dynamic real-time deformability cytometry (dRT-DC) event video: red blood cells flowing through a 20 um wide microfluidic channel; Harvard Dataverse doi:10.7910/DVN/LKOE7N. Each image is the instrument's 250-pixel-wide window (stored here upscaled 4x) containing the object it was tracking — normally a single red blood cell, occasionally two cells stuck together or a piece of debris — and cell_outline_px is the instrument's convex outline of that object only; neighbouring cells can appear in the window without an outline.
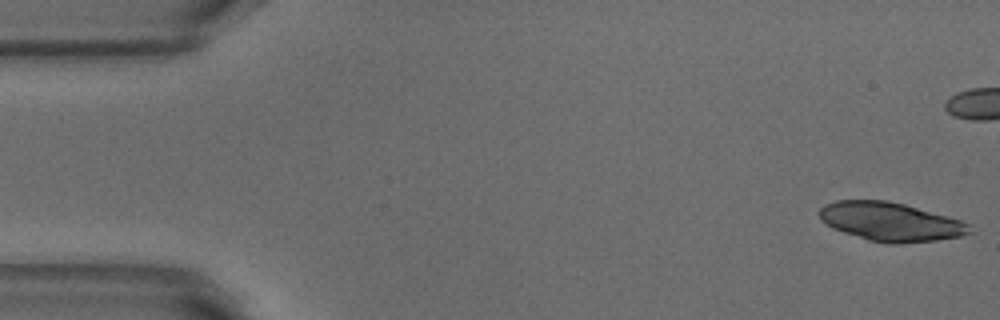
{"species": "common noctule bat (a hibernating species)", "species_latin": "Nyctalus noctula", "temperature_condition": "warm", "stored_images_in_passage": 51, "camera_frame_rate_fps": 3000, "um_per_image_px": 0.085, "animal": {"sex": "male", "body_mass_g": 18.8}, "frame": {"image": 1, "passage_image": 1, "time_ms": 0.0, "image_size_px": [1000, 320], "cell_outline_px": [[972, 232], [960, 236], [936, 240], [900, 244], [888, 244], [868, 240], [832, 228], [820, 220], [820, 208], [824, 204], [836, 200], [884, 200], [904, 204], [960, 220], [968, 224]], "centroid_in_image_um": [75.65, 18.85], "position_along_channel_um": 9.3, "area_um2": 33.7}, "authors_computed_cell_mechanics": {"area_um2": 21.097, "velocity_mm_per_s": 3.8655, "shape_relaxation_time_tau1_ms": 6.1827, "shape_relaxation_time_tau2_ms": 1.86, "deformation_change_tau1": 0.1729, "deformation_change_tau2": 0.0807}}